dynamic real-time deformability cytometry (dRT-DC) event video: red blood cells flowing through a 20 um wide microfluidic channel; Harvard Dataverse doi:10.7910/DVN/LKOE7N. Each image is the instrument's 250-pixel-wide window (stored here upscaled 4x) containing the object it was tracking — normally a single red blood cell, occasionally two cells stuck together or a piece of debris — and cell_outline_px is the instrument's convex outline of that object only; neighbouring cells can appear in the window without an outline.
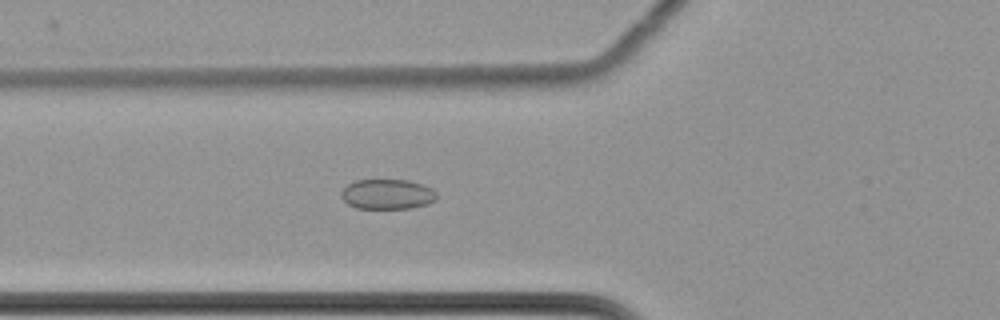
{"species": "common noctule bat (a hibernating species)", "species_latin": "Nyctalus noctula", "temperature_condition": "cold", "stored_images_in_passage": 61, "camera_frame_rate_fps": 3000, "um_per_image_px": 0.085, "animal": {"sex": "female", "body_mass_g": 22.7, "forearm_length_mm": 54.2}, "frame": {"image": 1, "passage_image": 24, "time_ms": 7.667, "image_size_px": [1000, 320], "cell_outline_px": [[436, 200], [428, 204], [412, 208], [356, 208], [348, 204], [340, 196], [340, 192], [348, 184], [356, 180], [408, 180], [424, 184], [432, 188], [436, 192]], "centroid_in_image_um": [32.94, 16.5], "position_along_channel_um": 92.9, "area_um2": 16.82}}
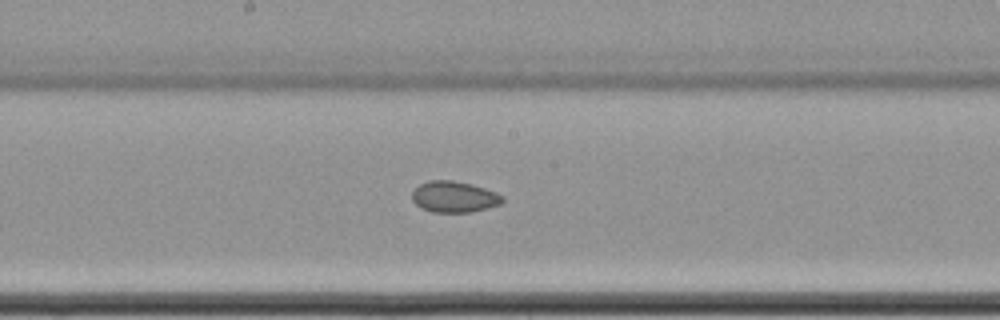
{"frame": {"image": 2, "passage_image": 34, "time_ms": 11.0, "image_size_px": [1000, 320], "cell_outline_px": [[504, 200], [500, 204], [468, 212], [432, 212], [416, 204], [412, 200], [412, 192], [420, 184], [428, 180], [452, 180], [472, 184], [496, 192], [504, 196]], "centroid_in_image_um": [38.6, 16.71], "position_along_channel_um": 209.6, "area_um2": 16.24}}
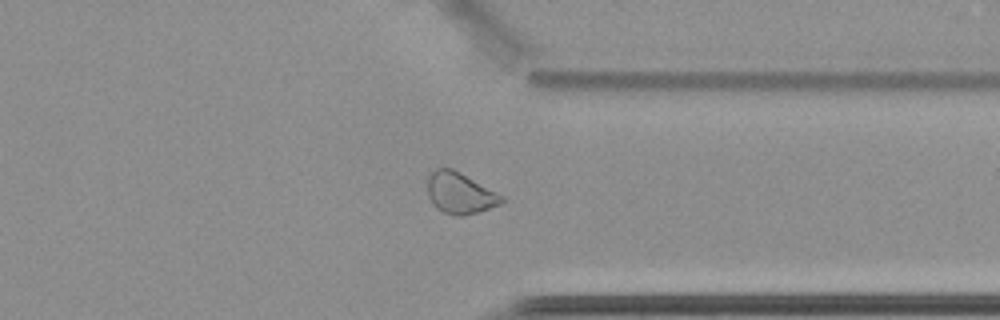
{"frame": {"image": 3, "passage_image": 48, "time_ms": 15.667, "image_size_px": [1000, 320], "cell_outline_px": [[504, 200], [500, 204], [464, 216], [456, 216], [444, 212], [436, 208], [432, 204], [428, 196], [428, 176], [436, 168], [452, 168], [460, 172], [504, 196]], "centroid_in_image_um": [39.08, 16.41], "position_along_channel_um": 372.3, "area_um2": 17.69}, "authors_computed_cell_mechanics": {"area_um2": 19.1318, "velocity_mm_per_s": 3.4967, "shape_relaxation_time_tau1_ms": null, "shape_relaxation_time_tau2_ms": 2.5642, "deformation_change_tau1": null, "deformation_change_tau2": 0.0482}}